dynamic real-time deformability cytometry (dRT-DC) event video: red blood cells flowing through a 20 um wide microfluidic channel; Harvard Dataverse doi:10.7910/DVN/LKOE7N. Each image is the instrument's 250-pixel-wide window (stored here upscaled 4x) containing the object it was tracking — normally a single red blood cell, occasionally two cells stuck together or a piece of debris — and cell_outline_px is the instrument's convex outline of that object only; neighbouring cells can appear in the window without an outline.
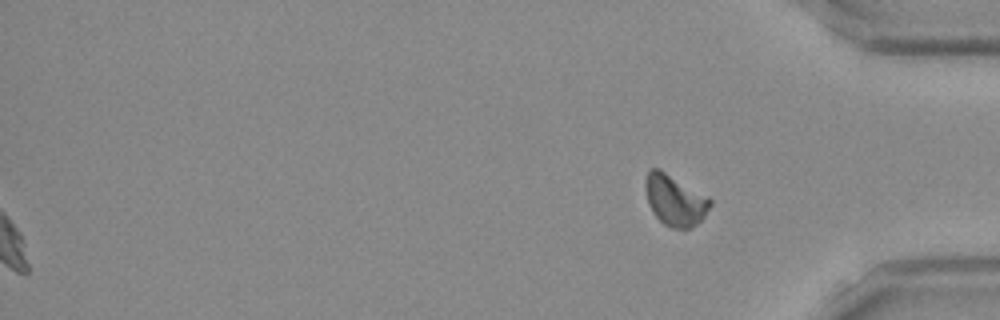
{"species": "Egyptian fruit bat (a non-hibernating species)", "species_latin": "Rousettus aegyptiacus", "temperature_condition": "room temperature", "stored_images_in_passage": 52, "segment_of_instrument_passage": [2, 2], "camera_frame_rate_fps": 3000, "um_per_image_px": 0.085, "frame": {"image": 1, "passage_image": 52, "time_ms": 17.0, "image_size_px": [1000, 320], "cell_outline_px": [[712, 204], [704, 216], [692, 228], [672, 228], [664, 224], [652, 212], [648, 204], [644, 188], [644, 180], [648, 168], [660, 168], [708, 196], [712, 200]], "centroid_in_image_um": [57.34, 16.98], "position_along_channel_um": 377.9, "area_um2": 19.54}}